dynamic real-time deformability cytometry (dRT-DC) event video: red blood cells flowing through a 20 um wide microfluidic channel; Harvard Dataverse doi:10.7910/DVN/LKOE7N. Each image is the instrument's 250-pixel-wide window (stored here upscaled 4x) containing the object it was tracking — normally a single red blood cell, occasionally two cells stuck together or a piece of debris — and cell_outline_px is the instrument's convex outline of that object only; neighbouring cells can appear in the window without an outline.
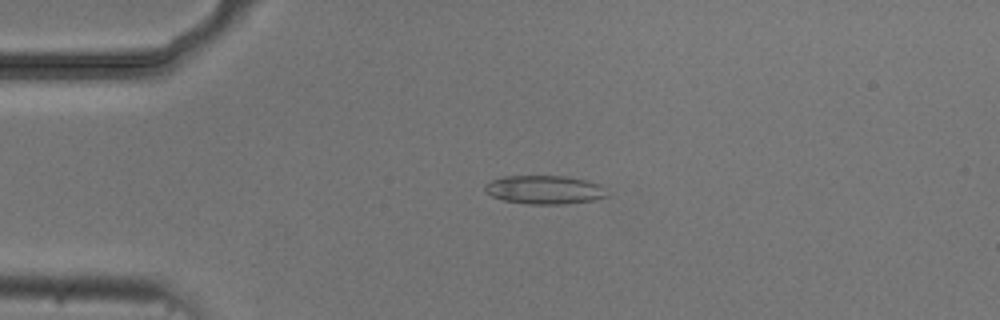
{"species": "common noctule bat (a hibernating species)", "species_latin": "Nyctalus noctula", "temperature_condition": "cold", "stored_images_in_passage": 4, "camera_frame_rate_fps": 3000, "um_per_image_px": 0.085, "animal": {"sex": "male", "body_mass_g": 20.5, "forearm_length_mm": 52.5}, "frame": {"image": 1, "passage_image": 2, "time_ms": 1.0, "image_size_px": [1000, 320], "cell_outline_px": [[608, 196], [596, 200], [564, 204], [528, 204], [504, 200], [492, 196], [484, 192], [484, 184], [492, 180], [504, 176], [564, 176], [588, 180], [600, 184], [604, 188]], "centroid_in_image_um": [46.29, 16.13], "position_along_channel_um": 38.7, "area_um2": 20.52}}
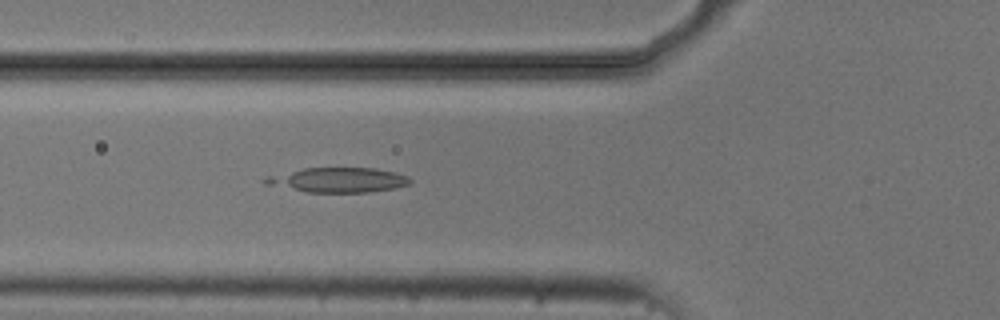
{"frame": {"image": 2, "passage_image": 4, "time_ms": 3.333, "image_size_px": [1000, 320], "cell_outline_px": [[412, 184], [396, 188], [368, 192], [304, 192], [264, 184], [260, 180], [268, 176], [304, 168], [376, 168], [408, 176], [412, 180]], "centroid_in_image_um": [28.73, 15.3], "position_along_channel_um": 97.1, "area_um2": 20.98}}